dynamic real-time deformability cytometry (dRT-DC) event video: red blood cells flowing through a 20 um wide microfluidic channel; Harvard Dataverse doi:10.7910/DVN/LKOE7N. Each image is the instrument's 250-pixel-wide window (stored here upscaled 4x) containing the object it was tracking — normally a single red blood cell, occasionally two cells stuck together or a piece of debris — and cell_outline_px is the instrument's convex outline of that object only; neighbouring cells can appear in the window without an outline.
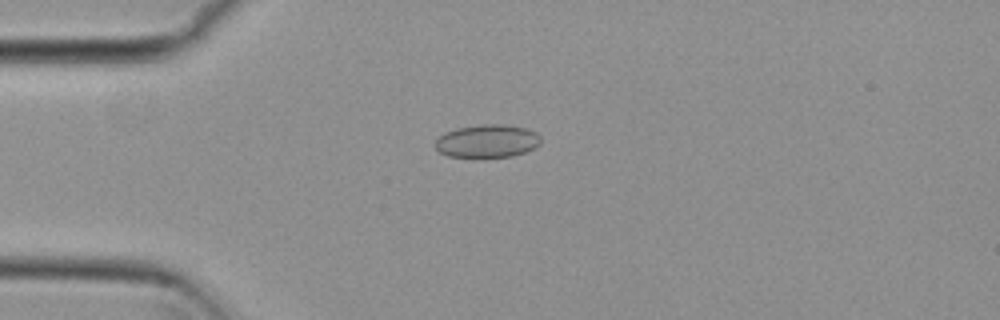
{"species": "common noctule bat (a hibernating species)", "species_latin": "Nyctalus noctula", "temperature_condition": "cold", "stored_images_in_passage": 50, "camera_frame_rate_fps": 3000, "um_per_image_px": 0.085, "animal": {"sex": "female", "body_mass_g": 29.2, "forearm_length_mm": 56.3}, "frame": {"image": 1, "passage_image": 10, "time_ms": 3.0, "image_size_px": [1000, 320], "cell_outline_px": [[540, 144], [524, 152], [512, 156], [476, 160], [448, 156], [440, 152], [436, 148], [436, 140], [440, 136], [456, 128], [480, 124], [504, 124], [524, 128], [536, 132], [540, 136]], "centroid_in_image_um": [41.4, 12.03], "position_along_channel_um": 43.6, "area_um2": 20.81}}
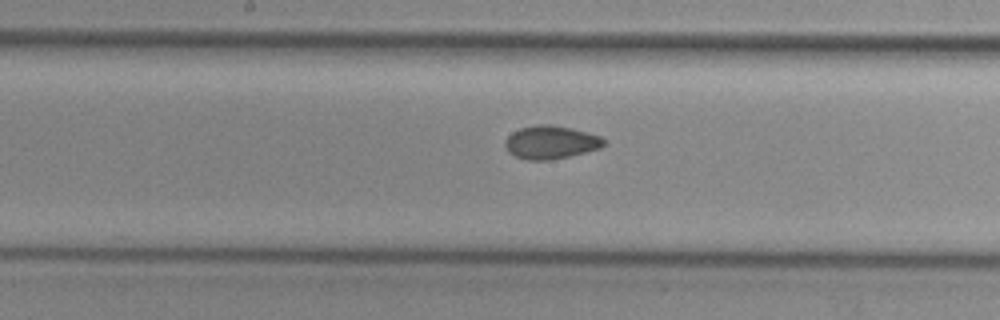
{"frame": {"image": 2, "passage_image": 24, "time_ms": 7.667, "image_size_px": [1000, 320], "cell_outline_px": [[604, 144], [600, 148], [568, 156], [548, 160], [528, 160], [516, 156], [508, 152], [504, 144], [504, 140], [512, 132], [520, 128], [536, 124], [548, 124], [572, 128], [588, 132], [600, 136], [604, 140]], "centroid_in_image_um": [46.78, 12.08], "position_along_channel_um": 201.4, "area_um2": 19.02}}
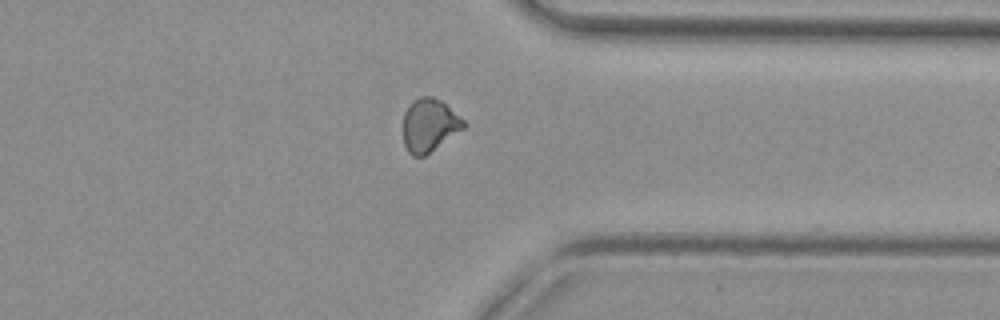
{"frame": {"image": 3, "passage_image": 38, "time_ms": 12.333, "image_size_px": [1000, 320], "cell_outline_px": [[468, 124], [464, 128], [424, 156], [412, 156], [408, 152], [404, 144], [404, 112], [412, 100], [420, 96], [432, 96], [440, 100], [464, 120]], "centroid_in_image_um": [36.48, 10.63], "position_along_channel_um": 374.9, "area_um2": 18.55}, "authors_computed_cell_mechanics": {"area_um2": 18.8139, "velocity_mm_per_s": 3.8208, "shape_relaxation_time_tau1_ms": null, "shape_relaxation_time_tau2_ms": 3.8084, "deformation_change_tau1": null, "deformation_change_tau2": 0.0796}}